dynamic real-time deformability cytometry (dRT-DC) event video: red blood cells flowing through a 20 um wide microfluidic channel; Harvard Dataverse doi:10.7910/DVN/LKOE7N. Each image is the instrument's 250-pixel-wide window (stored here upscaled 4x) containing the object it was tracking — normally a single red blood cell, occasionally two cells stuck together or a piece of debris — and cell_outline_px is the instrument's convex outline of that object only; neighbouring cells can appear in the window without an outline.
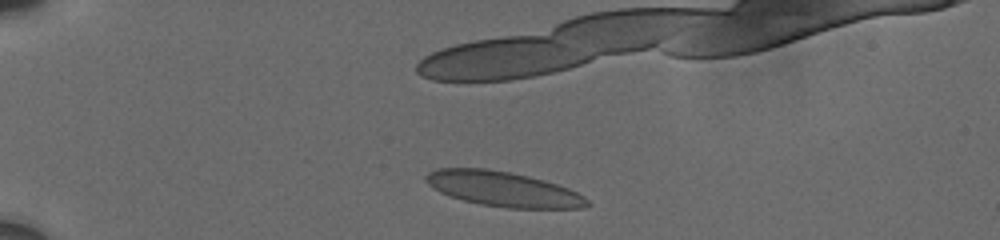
{"species": "human", "species_latin": "Homo sapiens", "temperature_condition": "cold", "stored_images_in_passage": 6, "camera_frame_rate_fps": 3000, "um_per_image_px": 0.085, "donor": {"sex": "male"}, "frame": {"image": 1, "passage_image": 1, "time_ms": 0.0, "image_size_px": [1000, 240], "cell_outline_px": [[592, 204], [580, 208], [508, 208], [480, 204], [464, 200], [440, 192], [432, 188], [424, 180], [424, 176], [428, 172], [436, 168], [488, 168], [528, 176], [544, 180], [568, 188], [584, 196]], "centroid_in_image_um": [42.75, 16.06], "position_along_channel_um": 42.3, "area_um2": 32.77}}
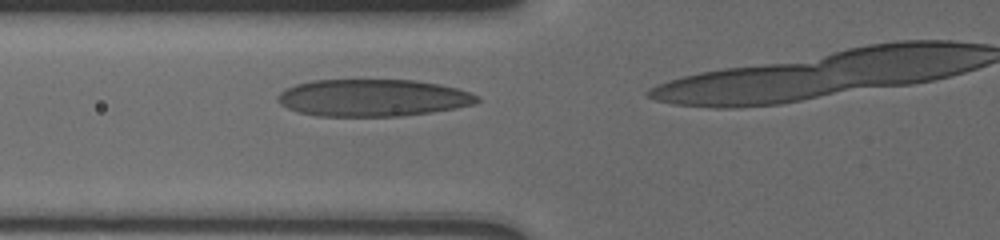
{"frame": {"image": 2, "passage_image": 5, "time_ms": 4.333, "image_size_px": [1000, 240], "cell_outline_px": [[480, 100], [476, 104], [456, 108], [432, 112], [400, 116], [316, 116], [296, 112], [280, 104], [276, 100], [276, 96], [284, 88], [296, 84], [312, 80], [416, 80], [440, 84], [456, 88], [468, 92], [476, 96]], "centroid_in_image_um": [31.64, 8.32], "position_along_channel_um": 94.2, "area_um2": 43.41}}